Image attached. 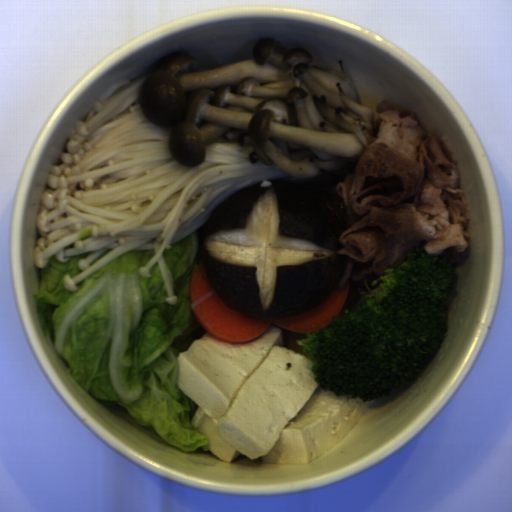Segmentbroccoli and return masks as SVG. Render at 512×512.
<instances>
[{"label": "broccoli", "instance_id": "broccoli-1", "mask_svg": "<svg viewBox=\"0 0 512 512\" xmlns=\"http://www.w3.org/2000/svg\"><path fill=\"white\" fill-rule=\"evenodd\" d=\"M368 279L354 308L296 340L313 363L314 382L361 402L415 381L434 360L457 283L455 265L420 245L370 285Z\"/></svg>", "mask_w": 512, "mask_h": 512}]
</instances>
